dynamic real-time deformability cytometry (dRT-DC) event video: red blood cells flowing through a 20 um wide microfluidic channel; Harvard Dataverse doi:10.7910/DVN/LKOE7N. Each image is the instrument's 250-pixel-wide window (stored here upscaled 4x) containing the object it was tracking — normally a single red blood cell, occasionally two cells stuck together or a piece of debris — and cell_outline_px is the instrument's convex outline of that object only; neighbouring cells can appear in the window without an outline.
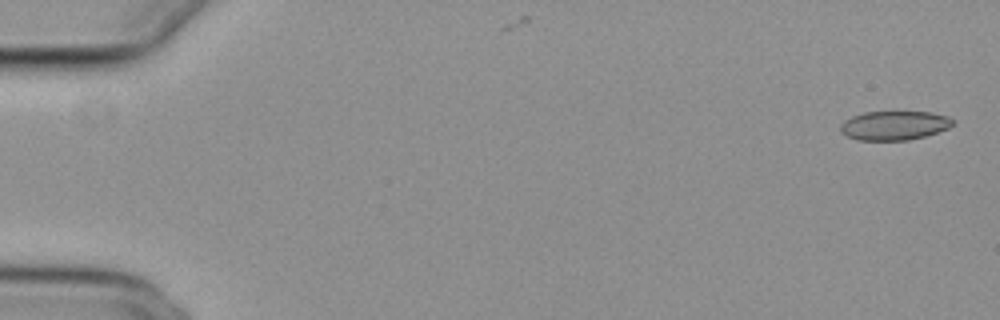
{"species": "common noctule bat (a hibernating species)", "species_latin": "Nyctalus noctula", "temperature_condition": "cold", "stored_images_in_passage": 14, "camera_frame_rate_fps": 3000, "um_per_image_px": 0.085, "animal": {"sex": "female", "body_mass_g": 29.2, "forearm_length_mm": 56.3}, "frame": {"image": 1, "passage_image": 2, "time_ms": 0.333, "image_size_px": [1000, 320], "cell_outline_px": [[952, 124], [948, 128], [924, 136], [908, 140], [856, 140], [840, 132], [840, 124], [844, 120], [852, 116], [864, 112], [932, 112], [948, 116], [952, 120]], "centroid_in_image_um": [75.97, 10.66], "position_along_channel_um": 9.0, "area_um2": 18.96}}